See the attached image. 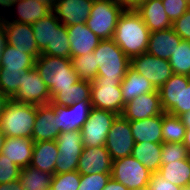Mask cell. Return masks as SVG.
I'll return each mask as SVG.
<instances>
[{
	"instance_id": "cell-1",
	"label": "cell",
	"mask_w": 190,
	"mask_h": 190,
	"mask_svg": "<svg viewBox=\"0 0 190 190\" xmlns=\"http://www.w3.org/2000/svg\"><path fill=\"white\" fill-rule=\"evenodd\" d=\"M150 31L135 9H124L118 18L114 42L131 59L147 52Z\"/></svg>"
},
{
	"instance_id": "cell-2",
	"label": "cell",
	"mask_w": 190,
	"mask_h": 190,
	"mask_svg": "<svg viewBox=\"0 0 190 190\" xmlns=\"http://www.w3.org/2000/svg\"><path fill=\"white\" fill-rule=\"evenodd\" d=\"M35 68L49 89L51 99L60 88L72 87L79 81L72 66L71 58H61L40 54L35 61Z\"/></svg>"
},
{
	"instance_id": "cell-3",
	"label": "cell",
	"mask_w": 190,
	"mask_h": 190,
	"mask_svg": "<svg viewBox=\"0 0 190 190\" xmlns=\"http://www.w3.org/2000/svg\"><path fill=\"white\" fill-rule=\"evenodd\" d=\"M93 53L99 67L93 81H123L131 59L113 39L101 40Z\"/></svg>"
},
{
	"instance_id": "cell-4",
	"label": "cell",
	"mask_w": 190,
	"mask_h": 190,
	"mask_svg": "<svg viewBox=\"0 0 190 190\" xmlns=\"http://www.w3.org/2000/svg\"><path fill=\"white\" fill-rule=\"evenodd\" d=\"M37 105L9 99L0 114V127L6 137L32 138Z\"/></svg>"
},
{
	"instance_id": "cell-5",
	"label": "cell",
	"mask_w": 190,
	"mask_h": 190,
	"mask_svg": "<svg viewBox=\"0 0 190 190\" xmlns=\"http://www.w3.org/2000/svg\"><path fill=\"white\" fill-rule=\"evenodd\" d=\"M163 112L181 116L190 112V77L173 74L159 89Z\"/></svg>"
},
{
	"instance_id": "cell-6",
	"label": "cell",
	"mask_w": 190,
	"mask_h": 190,
	"mask_svg": "<svg viewBox=\"0 0 190 190\" xmlns=\"http://www.w3.org/2000/svg\"><path fill=\"white\" fill-rule=\"evenodd\" d=\"M124 9L111 0H94L86 25L101 40L113 39L118 18Z\"/></svg>"
},
{
	"instance_id": "cell-7",
	"label": "cell",
	"mask_w": 190,
	"mask_h": 190,
	"mask_svg": "<svg viewBox=\"0 0 190 190\" xmlns=\"http://www.w3.org/2000/svg\"><path fill=\"white\" fill-rule=\"evenodd\" d=\"M152 173L132 155L113 160L111 178L129 190L146 188Z\"/></svg>"
},
{
	"instance_id": "cell-8",
	"label": "cell",
	"mask_w": 190,
	"mask_h": 190,
	"mask_svg": "<svg viewBox=\"0 0 190 190\" xmlns=\"http://www.w3.org/2000/svg\"><path fill=\"white\" fill-rule=\"evenodd\" d=\"M118 114L92 107L89 118L81 128L84 147L105 146L107 134Z\"/></svg>"
},
{
	"instance_id": "cell-9",
	"label": "cell",
	"mask_w": 190,
	"mask_h": 190,
	"mask_svg": "<svg viewBox=\"0 0 190 190\" xmlns=\"http://www.w3.org/2000/svg\"><path fill=\"white\" fill-rule=\"evenodd\" d=\"M59 155L55 165V174L77 171L83 150L81 131L62 132L56 139Z\"/></svg>"
},
{
	"instance_id": "cell-10",
	"label": "cell",
	"mask_w": 190,
	"mask_h": 190,
	"mask_svg": "<svg viewBox=\"0 0 190 190\" xmlns=\"http://www.w3.org/2000/svg\"><path fill=\"white\" fill-rule=\"evenodd\" d=\"M131 67L144 76L156 90L174 74L169 60L158 58L147 52L132 57Z\"/></svg>"
},
{
	"instance_id": "cell-11",
	"label": "cell",
	"mask_w": 190,
	"mask_h": 190,
	"mask_svg": "<svg viewBox=\"0 0 190 190\" xmlns=\"http://www.w3.org/2000/svg\"><path fill=\"white\" fill-rule=\"evenodd\" d=\"M121 82L122 81H92V107L121 115L125 107L120 88Z\"/></svg>"
},
{
	"instance_id": "cell-12",
	"label": "cell",
	"mask_w": 190,
	"mask_h": 190,
	"mask_svg": "<svg viewBox=\"0 0 190 190\" xmlns=\"http://www.w3.org/2000/svg\"><path fill=\"white\" fill-rule=\"evenodd\" d=\"M134 145L130 121L118 115L111 125L105 143L112 160L131 156Z\"/></svg>"
},
{
	"instance_id": "cell-13",
	"label": "cell",
	"mask_w": 190,
	"mask_h": 190,
	"mask_svg": "<svg viewBox=\"0 0 190 190\" xmlns=\"http://www.w3.org/2000/svg\"><path fill=\"white\" fill-rule=\"evenodd\" d=\"M2 10L16 7V18L2 15L9 21L32 25L52 12V0H0ZM12 7V8H11Z\"/></svg>"
},
{
	"instance_id": "cell-14",
	"label": "cell",
	"mask_w": 190,
	"mask_h": 190,
	"mask_svg": "<svg viewBox=\"0 0 190 190\" xmlns=\"http://www.w3.org/2000/svg\"><path fill=\"white\" fill-rule=\"evenodd\" d=\"M22 77L21 86L11 98L12 100L34 105H44L51 102L49 89L35 67L25 71Z\"/></svg>"
},
{
	"instance_id": "cell-15",
	"label": "cell",
	"mask_w": 190,
	"mask_h": 190,
	"mask_svg": "<svg viewBox=\"0 0 190 190\" xmlns=\"http://www.w3.org/2000/svg\"><path fill=\"white\" fill-rule=\"evenodd\" d=\"M91 109V100H82L65 107L54 105V119L57 122V130L60 133L80 131L89 118Z\"/></svg>"
},
{
	"instance_id": "cell-16",
	"label": "cell",
	"mask_w": 190,
	"mask_h": 190,
	"mask_svg": "<svg viewBox=\"0 0 190 190\" xmlns=\"http://www.w3.org/2000/svg\"><path fill=\"white\" fill-rule=\"evenodd\" d=\"M1 10V9H0ZM0 22L5 27L7 43L37 58L41 52L34 39L32 25L7 20L0 11Z\"/></svg>"
},
{
	"instance_id": "cell-17",
	"label": "cell",
	"mask_w": 190,
	"mask_h": 190,
	"mask_svg": "<svg viewBox=\"0 0 190 190\" xmlns=\"http://www.w3.org/2000/svg\"><path fill=\"white\" fill-rule=\"evenodd\" d=\"M94 0H52V12L64 26L86 23Z\"/></svg>"
},
{
	"instance_id": "cell-18",
	"label": "cell",
	"mask_w": 190,
	"mask_h": 190,
	"mask_svg": "<svg viewBox=\"0 0 190 190\" xmlns=\"http://www.w3.org/2000/svg\"><path fill=\"white\" fill-rule=\"evenodd\" d=\"M113 160L105 146L83 147L77 171L80 175L111 174Z\"/></svg>"
},
{
	"instance_id": "cell-19",
	"label": "cell",
	"mask_w": 190,
	"mask_h": 190,
	"mask_svg": "<svg viewBox=\"0 0 190 190\" xmlns=\"http://www.w3.org/2000/svg\"><path fill=\"white\" fill-rule=\"evenodd\" d=\"M163 113L160 103V94L159 91L156 90L155 92L142 94L125 104L121 115L129 121H136Z\"/></svg>"
},
{
	"instance_id": "cell-20",
	"label": "cell",
	"mask_w": 190,
	"mask_h": 190,
	"mask_svg": "<svg viewBox=\"0 0 190 190\" xmlns=\"http://www.w3.org/2000/svg\"><path fill=\"white\" fill-rule=\"evenodd\" d=\"M70 42V58L86 55L93 52L101 39L86 25L75 24L66 27Z\"/></svg>"
},
{
	"instance_id": "cell-21",
	"label": "cell",
	"mask_w": 190,
	"mask_h": 190,
	"mask_svg": "<svg viewBox=\"0 0 190 190\" xmlns=\"http://www.w3.org/2000/svg\"><path fill=\"white\" fill-rule=\"evenodd\" d=\"M59 134L57 122L54 119V105L51 103L37 105L32 140L34 142L56 140Z\"/></svg>"
},
{
	"instance_id": "cell-22",
	"label": "cell",
	"mask_w": 190,
	"mask_h": 190,
	"mask_svg": "<svg viewBox=\"0 0 190 190\" xmlns=\"http://www.w3.org/2000/svg\"><path fill=\"white\" fill-rule=\"evenodd\" d=\"M135 10L140 14L150 33L172 28V22L165 12L162 0H147Z\"/></svg>"
},
{
	"instance_id": "cell-23",
	"label": "cell",
	"mask_w": 190,
	"mask_h": 190,
	"mask_svg": "<svg viewBox=\"0 0 190 190\" xmlns=\"http://www.w3.org/2000/svg\"><path fill=\"white\" fill-rule=\"evenodd\" d=\"M182 40L172 28L151 32L147 53L161 59L169 60Z\"/></svg>"
},
{
	"instance_id": "cell-24",
	"label": "cell",
	"mask_w": 190,
	"mask_h": 190,
	"mask_svg": "<svg viewBox=\"0 0 190 190\" xmlns=\"http://www.w3.org/2000/svg\"><path fill=\"white\" fill-rule=\"evenodd\" d=\"M34 141L32 138L6 137L1 154L21 169L30 165Z\"/></svg>"
},
{
	"instance_id": "cell-25",
	"label": "cell",
	"mask_w": 190,
	"mask_h": 190,
	"mask_svg": "<svg viewBox=\"0 0 190 190\" xmlns=\"http://www.w3.org/2000/svg\"><path fill=\"white\" fill-rule=\"evenodd\" d=\"M163 114L147 119L130 121L131 133L135 143H162Z\"/></svg>"
},
{
	"instance_id": "cell-26",
	"label": "cell",
	"mask_w": 190,
	"mask_h": 190,
	"mask_svg": "<svg viewBox=\"0 0 190 190\" xmlns=\"http://www.w3.org/2000/svg\"><path fill=\"white\" fill-rule=\"evenodd\" d=\"M58 155L56 140L34 142L30 166L54 175Z\"/></svg>"
},
{
	"instance_id": "cell-27",
	"label": "cell",
	"mask_w": 190,
	"mask_h": 190,
	"mask_svg": "<svg viewBox=\"0 0 190 190\" xmlns=\"http://www.w3.org/2000/svg\"><path fill=\"white\" fill-rule=\"evenodd\" d=\"M120 88L124 104H127L142 94L156 91L154 86L131 66L128 68Z\"/></svg>"
},
{
	"instance_id": "cell-28",
	"label": "cell",
	"mask_w": 190,
	"mask_h": 190,
	"mask_svg": "<svg viewBox=\"0 0 190 190\" xmlns=\"http://www.w3.org/2000/svg\"><path fill=\"white\" fill-rule=\"evenodd\" d=\"M82 100H91V82L79 80L72 87L60 88V91L51 99L55 106H71Z\"/></svg>"
},
{
	"instance_id": "cell-29",
	"label": "cell",
	"mask_w": 190,
	"mask_h": 190,
	"mask_svg": "<svg viewBox=\"0 0 190 190\" xmlns=\"http://www.w3.org/2000/svg\"><path fill=\"white\" fill-rule=\"evenodd\" d=\"M162 143H135L132 156L143 164L151 173L159 171L161 166Z\"/></svg>"
},
{
	"instance_id": "cell-30",
	"label": "cell",
	"mask_w": 190,
	"mask_h": 190,
	"mask_svg": "<svg viewBox=\"0 0 190 190\" xmlns=\"http://www.w3.org/2000/svg\"><path fill=\"white\" fill-rule=\"evenodd\" d=\"M36 58L7 44L2 52L0 67L4 70L27 71L35 67Z\"/></svg>"
},
{
	"instance_id": "cell-31",
	"label": "cell",
	"mask_w": 190,
	"mask_h": 190,
	"mask_svg": "<svg viewBox=\"0 0 190 190\" xmlns=\"http://www.w3.org/2000/svg\"><path fill=\"white\" fill-rule=\"evenodd\" d=\"M158 173L167 182L176 186L182 188L188 186L190 182V156L187 159L168 161V164L160 166Z\"/></svg>"
},
{
	"instance_id": "cell-32",
	"label": "cell",
	"mask_w": 190,
	"mask_h": 190,
	"mask_svg": "<svg viewBox=\"0 0 190 190\" xmlns=\"http://www.w3.org/2000/svg\"><path fill=\"white\" fill-rule=\"evenodd\" d=\"M60 24L61 22L53 12L32 24L34 39L41 53L47 45L52 44L53 30L57 29Z\"/></svg>"
},
{
	"instance_id": "cell-33",
	"label": "cell",
	"mask_w": 190,
	"mask_h": 190,
	"mask_svg": "<svg viewBox=\"0 0 190 190\" xmlns=\"http://www.w3.org/2000/svg\"><path fill=\"white\" fill-rule=\"evenodd\" d=\"M53 174L28 166L21 170L19 182L24 190H50Z\"/></svg>"
},
{
	"instance_id": "cell-34",
	"label": "cell",
	"mask_w": 190,
	"mask_h": 190,
	"mask_svg": "<svg viewBox=\"0 0 190 190\" xmlns=\"http://www.w3.org/2000/svg\"><path fill=\"white\" fill-rule=\"evenodd\" d=\"M186 127L179 116L163 113L162 143H183Z\"/></svg>"
},
{
	"instance_id": "cell-35",
	"label": "cell",
	"mask_w": 190,
	"mask_h": 190,
	"mask_svg": "<svg viewBox=\"0 0 190 190\" xmlns=\"http://www.w3.org/2000/svg\"><path fill=\"white\" fill-rule=\"evenodd\" d=\"M48 56L70 58V42L66 26L60 24L53 30L52 44L41 53Z\"/></svg>"
},
{
	"instance_id": "cell-36",
	"label": "cell",
	"mask_w": 190,
	"mask_h": 190,
	"mask_svg": "<svg viewBox=\"0 0 190 190\" xmlns=\"http://www.w3.org/2000/svg\"><path fill=\"white\" fill-rule=\"evenodd\" d=\"M71 62L79 80L92 82L97 77L99 67L93 52L73 57Z\"/></svg>"
},
{
	"instance_id": "cell-37",
	"label": "cell",
	"mask_w": 190,
	"mask_h": 190,
	"mask_svg": "<svg viewBox=\"0 0 190 190\" xmlns=\"http://www.w3.org/2000/svg\"><path fill=\"white\" fill-rule=\"evenodd\" d=\"M174 74L190 76V41L182 40L169 59Z\"/></svg>"
},
{
	"instance_id": "cell-38",
	"label": "cell",
	"mask_w": 190,
	"mask_h": 190,
	"mask_svg": "<svg viewBox=\"0 0 190 190\" xmlns=\"http://www.w3.org/2000/svg\"><path fill=\"white\" fill-rule=\"evenodd\" d=\"M25 71L18 72L13 70H4L0 67V90L11 99L21 86L22 76Z\"/></svg>"
},
{
	"instance_id": "cell-39",
	"label": "cell",
	"mask_w": 190,
	"mask_h": 190,
	"mask_svg": "<svg viewBox=\"0 0 190 190\" xmlns=\"http://www.w3.org/2000/svg\"><path fill=\"white\" fill-rule=\"evenodd\" d=\"M81 175L78 171L54 174L50 190H77Z\"/></svg>"
},
{
	"instance_id": "cell-40",
	"label": "cell",
	"mask_w": 190,
	"mask_h": 190,
	"mask_svg": "<svg viewBox=\"0 0 190 190\" xmlns=\"http://www.w3.org/2000/svg\"><path fill=\"white\" fill-rule=\"evenodd\" d=\"M190 156L183 143H162L161 165L168 164V161L187 159Z\"/></svg>"
},
{
	"instance_id": "cell-41",
	"label": "cell",
	"mask_w": 190,
	"mask_h": 190,
	"mask_svg": "<svg viewBox=\"0 0 190 190\" xmlns=\"http://www.w3.org/2000/svg\"><path fill=\"white\" fill-rule=\"evenodd\" d=\"M21 168L0 153V184L19 181Z\"/></svg>"
},
{
	"instance_id": "cell-42",
	"label": "cell",
	"mask_w": 190,
	"mask_h": 190,
	"mask_svg": "<svg viewBox=\"0 0 190 190\" xmlns=\"http://www.w3.org/2000/svg\"><path fill=\"white\" fill-rule=\"evenodd\" d=\"M111 174L81 175L80 185L77 190H103L110 180Z\"/></svg>"
},
{
	"instance_id": "cell-43",
	"label": "cell",
	"mask_w": 190,
	"mask_h": 190,
	"mask_svg": "<svg viewBox=\"0 0 190 190\" xmlns=\"http://www.w3.org/2000/svg\"><path fill=\"white\" fill-rule=\"evenodd\" d=\"M162 3L172 23L188 10L187 0H162Z\"/></svg>"
},
{
	"instance_id": "cell-44",
	"label": "cell",
	"mask_w": 190,
	"mask_h": 190,
	"mask_svg": "<svg viewBox=\"0 0 190 190\" xmlns=\"http://www.w3.org/2000/svg\"><path fill=\"white\" fill-rule=\"evenodd\" d=\"M172 29L183 40L190 41V10L172 23Z\"/></svg>"
},
{
	"instance_id": "cell-45",
	"label": "cell",
	"mask_w": 190,
	"mask_h": 190,
	"mask_svg": "<svg viewBox=\"0 0 190 190\" xmlns=\"http://www.w3.org/2000/svg\"><path fill=\"white\" fill-rule=\"evenodd\" d=\"M147 188L148 190H183L182 187L167 182L158 172L152 173Z\"/></svg>"
},
{
	"instance_id": "cell-46",
	"label": "cell",
	"mask_w": 190,
	"mask_h": 190,
	"mask_svg": "<svg viewBox=\"0 0 190 190\" xmlns=\"http://www.w3.org/2000/svg\"><path fill=\"white\" fill-rule=\"evenodd\" d=\"M122 5L125 9H135L147 0H111Z\"/></svg>"
},
{
	"instance_id": "cell-47",
	"label": "cell",
	"mask_w": 190,
	"mask_h": 190,
	"mask_svg": "<svg viewBox=\"0 0 190 190\" xmlns=\"http://www.w3.org/2000/svg\"><path fill=\"white\" fill-rule=\"evenodd\" d=\"M103 190H129L127 187L122 185L120 182L110 178L107 182V185L104 187Z\"/></svg>"
},
{
	"instance_id": "cell-48",
	"label": "cell",
	"mask_w": 190,
	"mask_h": 190,
	"mask_svg": "<svg viewBox=\"0 0 190 190\" xmlns=\"http://www.w3.org/2000/svg\"><path fill=\"white\" fill-rule=\"evenodd\" d=\"M7 37H6V32H5V27L4 25L0 22V63H1V57H2V52L7 45Z\"/></svg>"
},
{
	"instance_id": "cell-49",
	"label": "cell",
	"mask_w": 190,
	"mask_h": 190,
	"mask_svg": "<svg viewBox=\"0 0 190 190\" xmlns=\"http://www.w3.org/2000/svg\"><path fill=\"white\" fill-rule=\"evenodd\" d=\"M0 190H24L19 181L13 183H1Z\"/></svg>"
},
{
	"instance_id": "cell-50",
	"label": "cell",
	"mask_w": 190,
	"mask_h": 190,
	"mask_svg": "<svg viewBox=\"0 0 190 190\" xmlns=\"http://www.w3.org/2000/svg\"><path fill=\"white\" fill-rule=\"evenodd\" d=\"M183 145L187 148L188 152L190 153V128H186Z\"/></svg>"
},
{
	"instance_id": "cell-51",
	"label": "cell",
	"mask_w": 190,
	"mask_h": 190,
	"mask_svg": "<svg viewBox=\"0 0 190 190\" xmlns=\"http://www.w3.org/2000/svg\"><path fill=\"white\" fill-rule=\"evenodd\" d=\"M8 100H9V98L0 90V114L2 113L3 109L5 108Z\"/></svg>"
},
{
	"instance_id": "cell-52",
	"label": "cell",
	"mask_w": 190,
	"mask_h": 190,
	"mask_svg": "<svg viewBox=\"0 0 190 190\" xmlns=\"http://www.w3.org/2000/svg\"><path fill=\"white\" fill-rule=\"evenodd\" d=\"M182 122H183V125L186 127V128H190V112H187L183 115L180 116Z\"/></svg>"
},
{
	"instance_id": "cell-53",
	"label": "cell",
	"mask_w": 190,
	"mask_h": 190,
	"mask_svg": "<svg viewBox=\"0 0 190 190\" xmlns=\"http://www.w3.org/2000/svg\"><path fill=\"white\" fill-rule=\"evenodd\" d=\"M5 139H6V135L2 132L1 127H0V153L4 146Z\"/></svg>"
},
{
	"instance_id": "cell-54",
	"label": "cell",
	"mask_w": 190,
	"mask_h": 190,
	"mask_svg": "<svg viewBox=\"0 0 190 190\" xmlns=\"http://www.w3.org/2000/svg\"><path fill=\"white\" fill-rule=\"evenodd\" d=\"M188 10H190V0H187Z\"/></svg>"
},
{
	"instance_id": "cell-55",
	"label": "cell",
	"mask_w": 190,
	"mask_h": 190,
	"mask_svg": "<svg viewBox=\"0 0 190 190\" xmlns=\"http://www.w3.org/2000/svg\"><path fill=\"white\" fill-rule=\"evenodd\" d=\"M183 190H190V187L186 186L183 188Z\"/></svg>"
},
{
	"instance_id": "cell-56",
	"label": "cell",
	"mask_w": 190,
	"mask_h": 190,
	"mask_svg": "<svg viewBox=\"0 0 190 190\" xmlns=\"http://www.w3.org/2000/svg\"><path fill=\"white\" fill-rule=\"evenodd\" d=\"M136 190H148V188L146 187V188H143V189H136Z\"/></svg>"
}]
</instances>
